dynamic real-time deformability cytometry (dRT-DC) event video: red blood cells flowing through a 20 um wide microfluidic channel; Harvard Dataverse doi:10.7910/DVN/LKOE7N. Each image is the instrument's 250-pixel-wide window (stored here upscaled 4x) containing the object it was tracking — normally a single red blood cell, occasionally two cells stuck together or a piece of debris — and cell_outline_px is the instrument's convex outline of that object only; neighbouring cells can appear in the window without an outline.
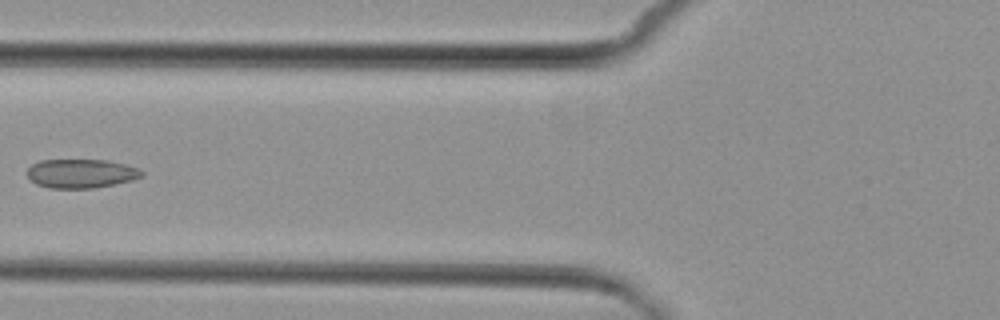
{"species": "common noctule bat (a hibernating species)", "species_latin": "Nyctalus noctula", "temperature_condition": "cold", "stored_images_in_passage": 8, "camera_frame_rate_fps": 3000, "um_per_image_px": 0.085, "animal": {"sex": "female", "body_mass_g": 29.2, "forearm_length_mm": 56.3}, "frame": {"image": 1, "passage_image": 7, "time_ms": 7.0, "image_size_px": [1000, 320], "cell_outline_px": [[144, 176], [132, 180], [92, 188], [48, 188], [36, 184], [28, 176], [28, 168], [32, 164], [40, 160], [108, 160], [140, 168], [144, 172]], "centroid_in_image_um": [6.91, 14.74], "position_along_channel_um": 118.9, "area_um2": 19.31}}
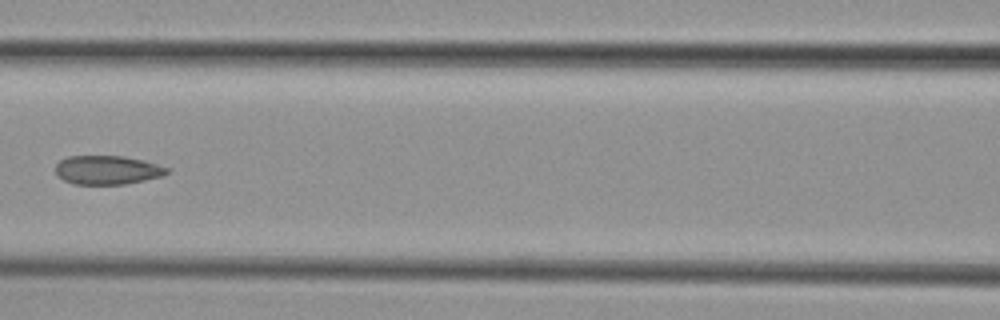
{"frame": {"image": 2, "passage_image": 8, "time_ms": 8.0, "image_size_px": [1000, 320], "cell_outline_px": [[172, 168], [164, 176], [124, 184], [72, 184], [64, 180], [56, 172], [56, 164], [60, 160], [68, 156], [124, 156], [144, 160]], "centroid_in_image_um": [9.17, 14.44], "position_along_channel_um": 157.4, "area_um2": 18.84}}